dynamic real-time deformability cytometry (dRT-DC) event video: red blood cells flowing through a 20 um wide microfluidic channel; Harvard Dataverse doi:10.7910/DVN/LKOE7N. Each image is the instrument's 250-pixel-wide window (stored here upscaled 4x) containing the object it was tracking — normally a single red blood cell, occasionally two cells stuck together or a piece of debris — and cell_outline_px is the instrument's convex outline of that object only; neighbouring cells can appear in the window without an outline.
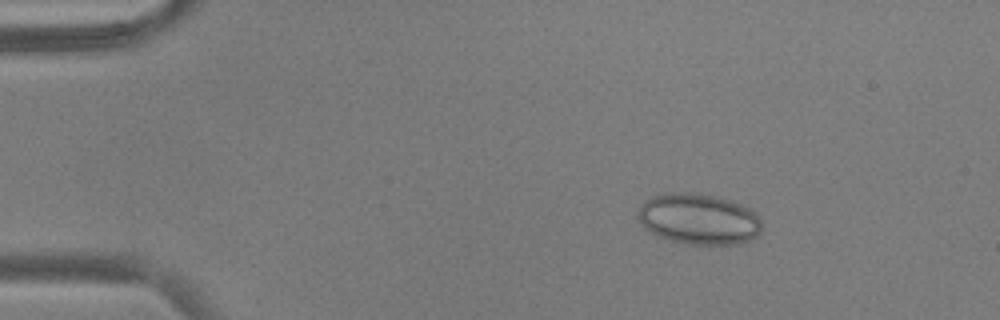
{"species": "common noctule bat (a hibernating species)", "species_latin": "Nyctalus noctula", "temperature_condition": "warm", "stored_images_in_passage": 53, "camera_frame_rate_fps": 3000, "um_per_image_px": 0.085, "animal": {"sex": "male", "body_mass_g": 17.9, "forearm_length_mm": 54.2}, "frame": {"image": 1, "passage_image": 8, "time_ms": 2.333, "image_size_px": [1000, 320], "cell_outline_px": [[760, 236], [752, 240], [740, 244], [688, 244], [672, 240], [660, 236], [644, 228], [640, 224], [636, 216], [644, 200], [652, 196], [664, 192], [696, 192], [728, 200], [740, 204], [748, 208], [760, 216]], "centroid_in_image_um": [59.38, 18.61], "position_along_channel_um": 25.6, "area_um2": 36.93}}
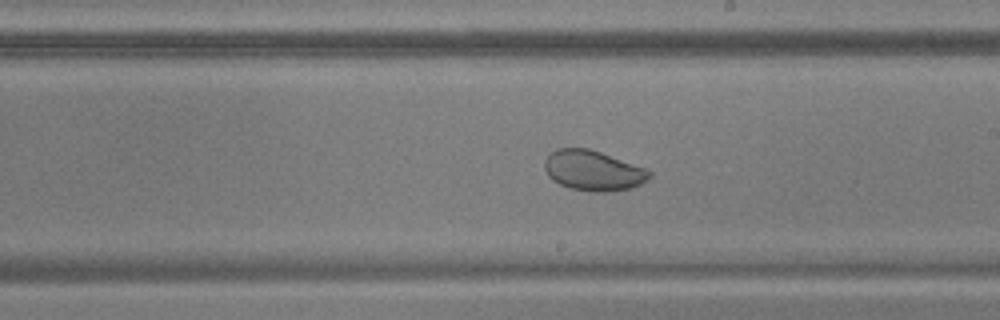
{"frame": {"image": 2, "passage_image": 31, "time_ms": 10.0, "image_size_px": [1000, 320], "cell_outline_px": [[652, 176], [640, 184], [632, 188], [608, 192], [596, 192], [572, 188], [560, 184], [552, 180], [548, 176], [544, 168], [544, 160], [556, 148], [588, 148], [600, 152], [644, 168], [652, 172]], "centroid_in_image_um": [50.4, 14.5], "position_along_channel_um": 238.6, "area_um2": 24.39}}
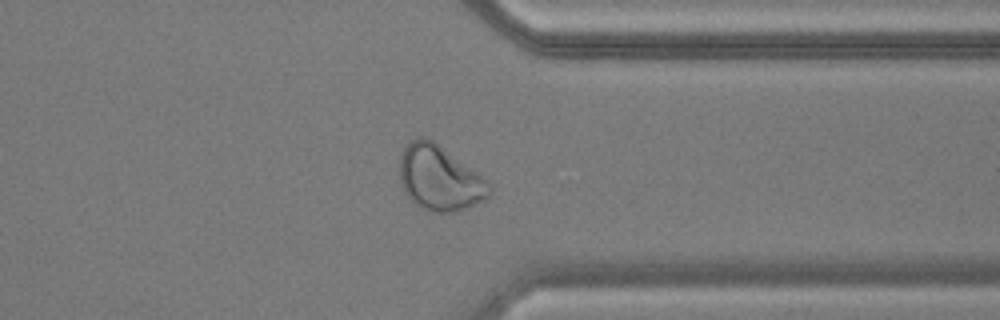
{"frame": {"image": 3, "passage_image": 42, "time_ms": 13.667, "image_size_px": [1000, 320], "cell_outline_px": [[492, 192], [488, 200], [468, 208], [456, 212], [428, 212], [420, 208], [404, 192], [400, 180], [400, 156], [404, 144], [420, 136], [432, 140], [476, 172], [492, 188]], "centroid_in_image_um": [37.35, 15.18], "position_along_channel_um": 374.0, "area_um2": 33.99}}